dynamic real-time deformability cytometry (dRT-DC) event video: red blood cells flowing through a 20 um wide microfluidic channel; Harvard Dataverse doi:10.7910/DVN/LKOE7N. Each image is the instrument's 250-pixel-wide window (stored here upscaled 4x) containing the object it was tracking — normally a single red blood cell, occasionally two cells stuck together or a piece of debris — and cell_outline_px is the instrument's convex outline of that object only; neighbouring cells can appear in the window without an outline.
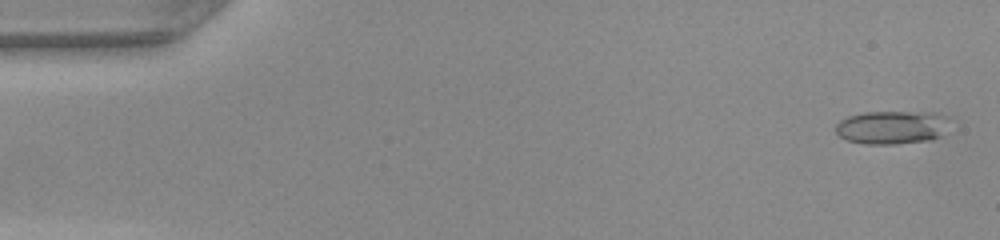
{"species": "common noctule bat (a hibernating species)", "species_latin": "Nyctalus noctula", "temperature_condition": "warm", "stored_images_in_passage": 46, "camera_frame_rate_fps": 3000, "um_per_image_px": 0.085, "animal": {"sex": "female", "body_mass_g": 22.0, "forearm_length_mm": 56.7}, "frame": {"image": 1, "passage_image": 2, "time_ms": 0.333, "image_size_px": [1000, 240], "cell_outline_px": [[940, 136], [928, 140], [896, 144], [864, 144], [848, 140], [840, 136], [836, 132], [836, 124], [840, 120], [848, 116], [864, 112], [932, 112], [936, 116]], "centroid_in_image_um": [75.54, 10.84], "position_along_channel_um": 9.5, "area_um2": 20.87}}
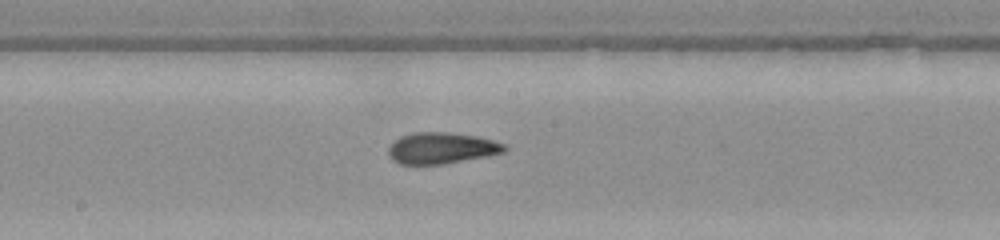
{"frame": {"image": 2, "passage_image": 26, "time_ms": 8.333, "image_size_px": [1000, 240], "cell_outline_px": [[508, 148], [504, 152], [488, 156], [444, 164], [400, 164], [392, 160], [388, 152], [388, 148], [400, 136], [416, 132], [444, 132], [476, 136], [492, 140], [504, 144]], "centroid_in_image_um": [37.53, 12.59], "position_along_channel_um": 210.7, "area_um2": 21.04}}
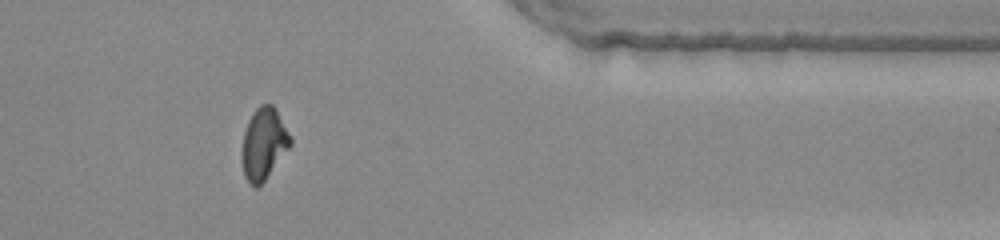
{"frame": {"image": 3, "passage_image": 40, "time_ms": 13.0, "image_size_px": [1000, 240], "cell_outline_px": [[292, 144], [264, 180], [256, 188], [248, 184], [244, 176], [240, 156], [244, 132], [248, 120], [252, 112], [260, 104], [272, 104], [276, 108], [292, 136]], "centroid_in_image_um": [22.4, 12.2], "position_along_channel_um": 389.0, "area_um2": 20.58}, "authors_computed_cell_mechanics": {"area_um2": 20.5479, "velocity_mm_per_s": 4.2514, "shape_relaxation_time_tau1_ms": 3.4241, "shape_relaxation_time_tau2_ms": 1.0366, "deformation_change_tau1": 0.1728, "deformation_change_tau2": 0.0866}}